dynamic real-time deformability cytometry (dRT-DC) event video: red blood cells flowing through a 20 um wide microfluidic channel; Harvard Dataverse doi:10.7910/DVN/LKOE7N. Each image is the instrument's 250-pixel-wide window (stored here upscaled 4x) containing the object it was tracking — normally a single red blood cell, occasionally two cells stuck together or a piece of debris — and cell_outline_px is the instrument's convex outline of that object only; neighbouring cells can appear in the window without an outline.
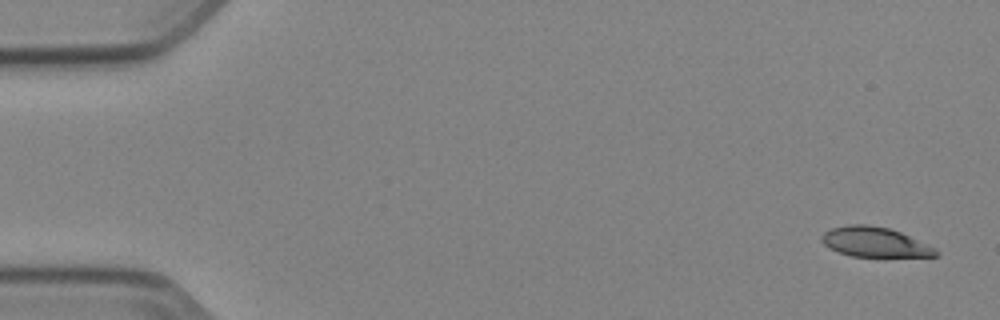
{"species": "Egyptian fruit bat (a non-hibernating species)", "species_latin": "Rousettus aegyptiacus", "temperature_condition": "cold", "stored_images_in_passage": 9, "camera_frame_rate_fps": 3000, "um_per_image_px": 0.085, "animal": {"sex": "female"}, "frame": {"image": 1, "passage_image": 1, "time_ms": 0.0, "image_size_px": [1000, 320], "cell_outline_px": [[940, 252], [936, 256], [852, 256], [840, 252], [824, 244], [820, 240], [820, 236], [824, 232], [832, 228], [848, 224], [864, 224], [888, 228], [900, 232]], "centroid_in_image_um": [74.28, 20.56], "position_along_channel_um": 10.7, "area_um2": 19.25}}